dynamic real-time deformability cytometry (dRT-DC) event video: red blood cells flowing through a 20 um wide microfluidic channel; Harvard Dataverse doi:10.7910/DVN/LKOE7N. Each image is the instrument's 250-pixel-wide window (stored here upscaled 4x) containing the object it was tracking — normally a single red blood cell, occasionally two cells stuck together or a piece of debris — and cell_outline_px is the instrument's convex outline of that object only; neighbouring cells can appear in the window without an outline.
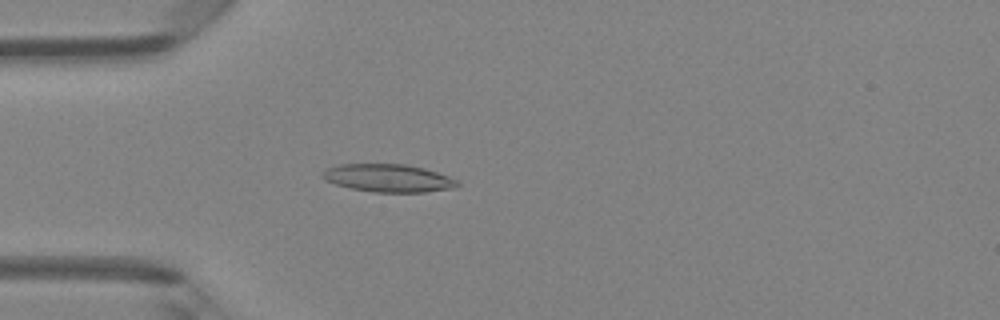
{"species": "Egyptian fruit bat (a non-hibernating species)", "species_latin": "Rousettus aegyptiacus", "temperature_condition": "room temperature", "stored_images_in_passage": 48, "camera_frame_rate_fps": 3000, "um_per_image_px": 0.085, "animal": {"sex": "female"}, "frame": {"image": 1, "passage_image": 14, "time_ms": 4.333, "image_size_px": [1000, 320], "cell_outline_px": [[460, 184], [456, 188], [424, 192], [372, 192], [352, 188], [336, 184], [324, 180], [320, 176], [328, 168], [340, 164], [404, 164], [424, 168], [448, 176], [456, 180]], "centroid_in_image_um": [33.01, 15.14], "position_along_channel_um": 52.0, "area_um2": 21.79}}
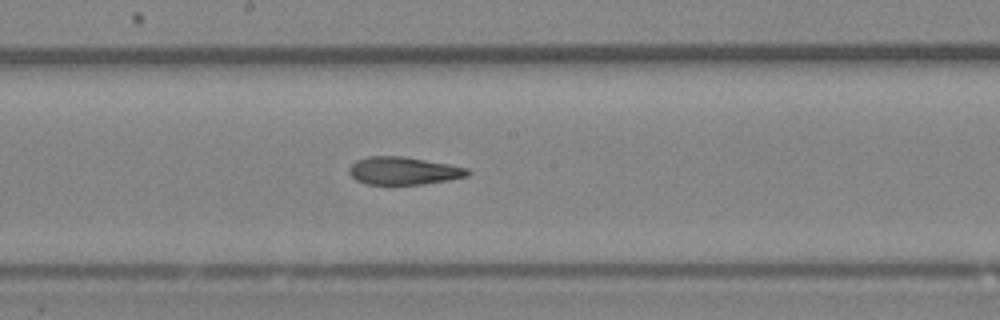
{"frame": {"image": 2, "passage_image": 26, "time_ms": 8.333, "image_size_px": [1000, 320], "cell_outline_px": [[472, 172], [468, 176], [448, 180], [424, 184], [364, 184], [356, 180], [348, 172], [348, 168], [356, 160], [368, 156], [400, 156], [448, 164], [468, 168]], "centroid_in_image_um": [34.29, 14.52], "position_along_channel_um": 213.9, "area_um2": 19.13}}
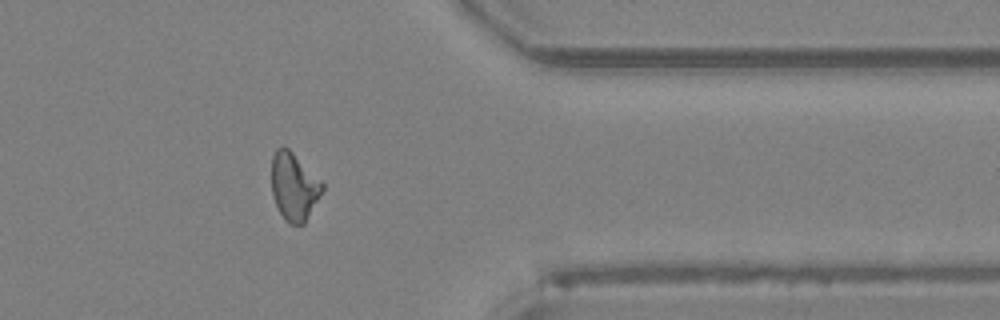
{"frame": {"image": 3, "passage_image": 39, "time_ms": 12.667, "image_size_px": [1000, 320], "cell_outline_px": [[324, 188], [304, 224], [288, 224], [284, 220], [272, 196], [272, 156], [276, 148], [288, 148], [324, 184]], "centroid_in_image_um": [24.97, 15.88], "position_along_channel_um": 386.4, "area_um2": 19.71}, "authors_computed_cell_mechanics": {"area_um2": 20.3745, "velocity_mm_per_s": 4.2886, "shape_relaxation_time_tau1_ms": 4.8762, "shape_relaxation_time_tau2_ms": 1.8724, "deformation_change_tau1": 0.18, "deformation_change_tau2": 0.1157}}